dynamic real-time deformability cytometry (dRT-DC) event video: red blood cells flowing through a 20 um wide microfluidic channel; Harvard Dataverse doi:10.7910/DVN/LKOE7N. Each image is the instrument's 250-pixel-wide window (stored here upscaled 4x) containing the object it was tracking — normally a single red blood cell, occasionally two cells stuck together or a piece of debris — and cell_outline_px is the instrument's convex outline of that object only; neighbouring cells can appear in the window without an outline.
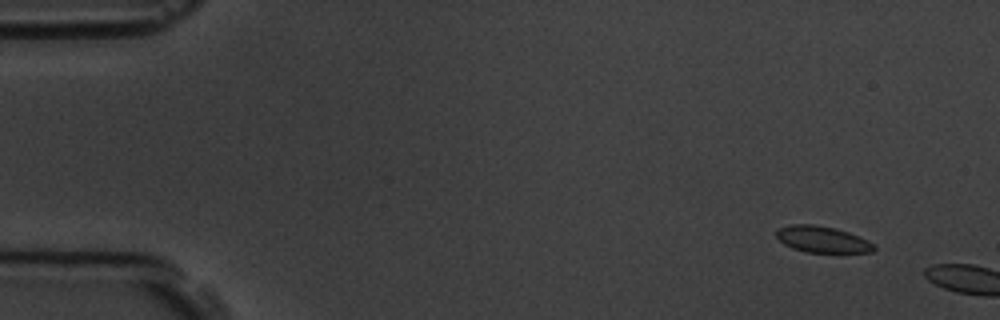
{"species": "common noctule bat (a hibernating species)", "species_latin": "Nyctalus noctula", "temperature_condition": "room temperature", "stored_images_in_passage": 3, "camera_frame_rate_fps": 3000, "um_per_image_px": 0.085, "animal": {"sex": "male", "body_mass_g": 19.5, "forearm_length_mm": 54.6}, "frame": {"image": 1, "passage_image": 2, "time_ms": 1.333, "image_size_px": [1000, 320], "cell_outline_px": [[876, 248], [872, 252], [804, 252], [792, 248], [784, 244], [776, 236], [776, 232], [780, 228], [792, 224], [812, 224], [836, 228], [848, 232], [868, 240], [876, 244]], "centroid_in_image_um": [69.92, 20.35], "position_along_channel_um": 15.1, "area_um2": 14.97}}